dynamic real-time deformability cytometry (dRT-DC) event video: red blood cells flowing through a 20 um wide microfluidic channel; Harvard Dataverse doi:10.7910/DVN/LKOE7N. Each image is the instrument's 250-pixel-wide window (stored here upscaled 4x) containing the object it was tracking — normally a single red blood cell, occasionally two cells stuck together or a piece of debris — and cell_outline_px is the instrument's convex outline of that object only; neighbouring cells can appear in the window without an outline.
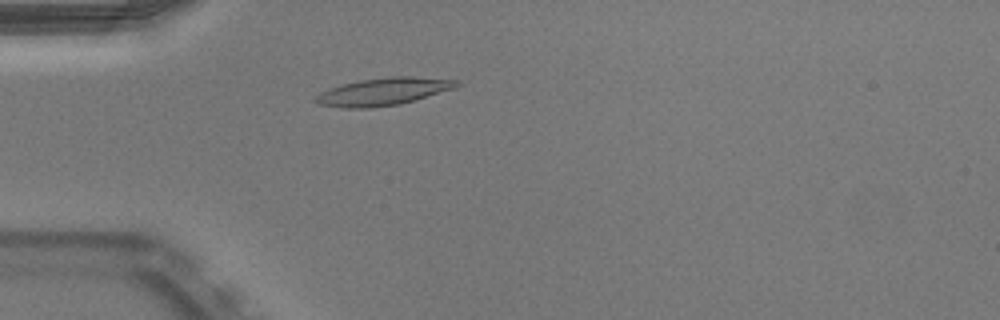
{"species": "Egyptian fruit bat (a non-hibernating species)", "species_latin": "Rousettus aegyptiacus", "temperature_condition": "warm", "stored_images_in_passage": 34, "camera_frame_rate_fps": 3000, "um_per_image_px": 0.085, "animal": {"sex": "male"}, "frame": {"image": 1, "passage_image": 12, "time_ms": 3.667, "image_size_px": [1000, 320], "cell_outline_px": [[460, 84], [452, 88], [400, 104], [368, 108], [344, 108], [320, 104], [312, 100], [320, 92], [328, 88], [360, 80], [388, 76], [408, 76], [456, 80]], "centroid_in_image_um": [32.5, 7.78], "position_along_channel_um": 52.5, "area_um2": 22.2}}
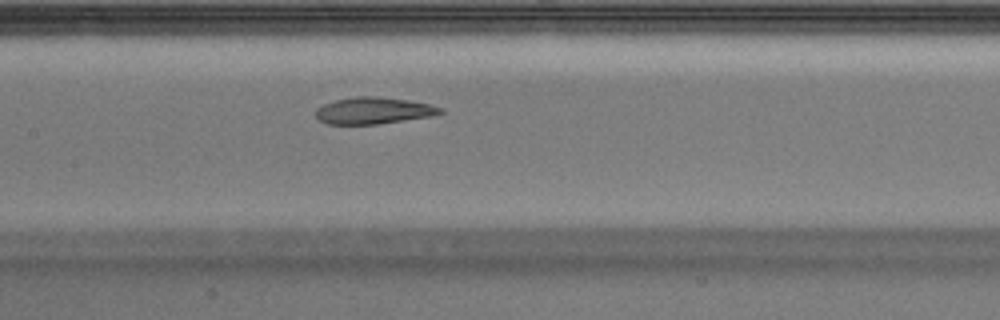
{"frame": {"image": 2, "passage_image": 22, "time_ms": 7.0, "image_size_px": [1000, 320], "cell_outline_px": [[444, 112], [432, 116], [376, 124], [328, 124], [320, 120], [316, 116], [316, 108], [324, 104], [336, 100], [356, 96], [376, 96], [408, 100], [428, 104], [444, 108]], "centroid_in_image_um": [31.76, 9.4], "position_along_channel_um": 175.6, "area_um2": 19.25}}
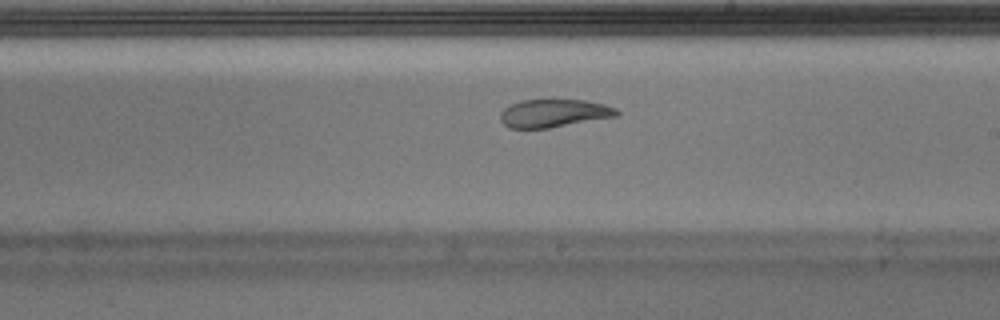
{"frame": {"image": 3, "passage_image": 27, "time_ms": 8.667, "image_size_px": [1000, 320], "cell_outline_px": [[620, 116], [548, 128], [508, 128], [500, 120], [500, 112], [508, 104], [520, 100], [584, 100], [604, 104], [616, 108], [620, 112]], "centroid_in_image_um": [47.07, 9.62], "position_along_channel_um": 241.9, "area_um2": 19.19}}